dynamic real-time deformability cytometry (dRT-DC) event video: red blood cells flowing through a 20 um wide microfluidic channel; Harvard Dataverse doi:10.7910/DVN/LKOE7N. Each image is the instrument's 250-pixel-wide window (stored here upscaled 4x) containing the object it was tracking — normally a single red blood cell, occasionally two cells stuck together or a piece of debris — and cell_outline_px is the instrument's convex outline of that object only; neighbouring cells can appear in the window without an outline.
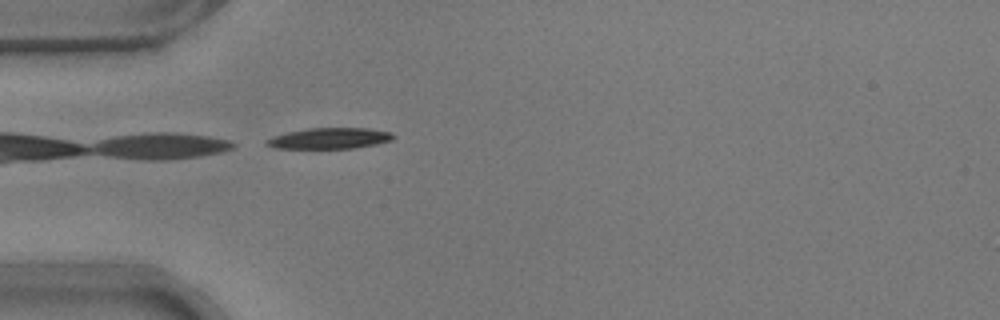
{"species": "common noctule bat (a hibernating species)", "species_latin": "Nyctalus noctula", "temperature_condition": "warm", "stored_images_in_passage": 33, "camera_frame_rate_fps": 3000, "um_per_image_px": 0.085, "animal": {"sex": "male", "body_mass_g": 17.9}, "frame": {"image": 1, "passage_image": 1, "time_ms": 0.0, "image_size_px": [1000, 320], "cell_outline_px": [[396, 136], [392, 140], [376, 144], [352, 148], [276, 148], [264, 144], [264, 140], [272, 136], [288, 132], [308, 128], [368, 128], [392, 132]], "centroid_in_image_um": [28.01, 11.75], "position_along_channel_um": 57.0, "area_um2": 15.49}}
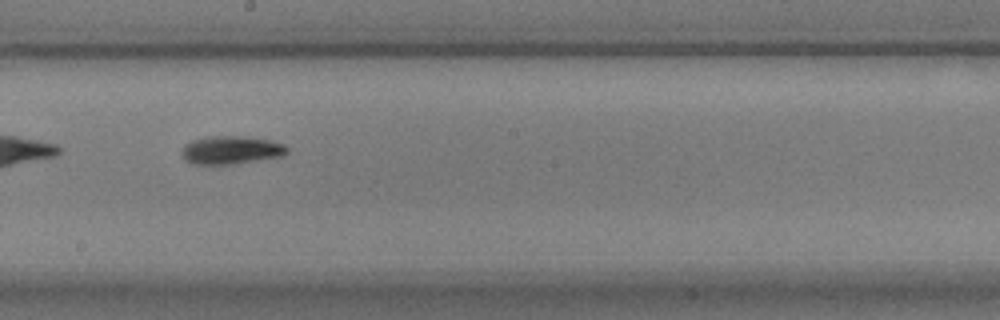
{"frame": {"image": 2, "passage_image": 15, "time_ms": 4.667, "image_size_px": [1000, 320], "cell_outline_px": [[288, 152], [284, 156], [232, 164], [192, 164], [184, 160], [180, 152], [184, 144], [192, 140], [208, 136], [240, 136], [272, 140], [284, 144], [288, 148]], "centroid_in_image_um": [19.62, 12.75], "position_along_channel_um": 228.6, "area_um2": 17.51}, "authors_computed_cell_mechanics": {"area_um2": 16.6464, "velocity_mm_per_s": 3.7707, "shape_relaxation_time_tau1_ms": 2.6364, "shape_relaxation_time_tau2_ms": null, "deformation_change_tau1": 0.1201, "deformation_change_tau2": null}}